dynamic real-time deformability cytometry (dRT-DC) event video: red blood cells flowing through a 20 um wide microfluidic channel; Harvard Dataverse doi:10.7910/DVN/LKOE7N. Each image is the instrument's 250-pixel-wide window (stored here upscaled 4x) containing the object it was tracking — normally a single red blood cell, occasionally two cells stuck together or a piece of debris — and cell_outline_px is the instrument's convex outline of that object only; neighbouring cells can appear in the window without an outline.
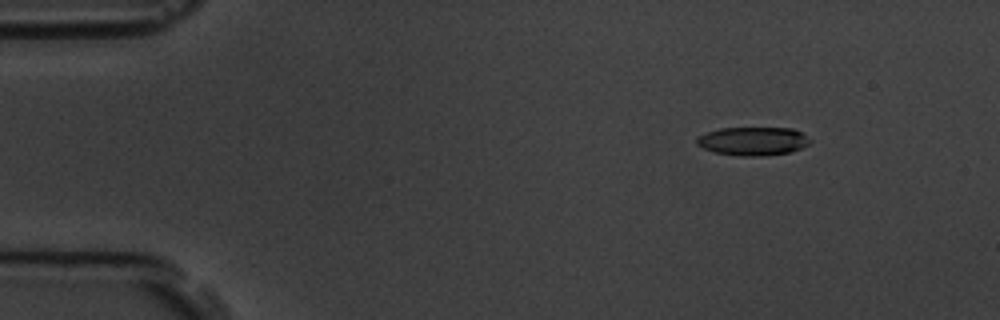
{"species": "common noctule bat (a hibernating species)", "species_latin": "Nyctalus noctula", "temperature_condition": "room temperature", "stored_images_in_passage": 5, "camera_frame_rate_fps": 3000, "um_per_image_px": 0.085, "animal": {"sex": "male", "body_mass_g": 19.5, "forearm_length_mm": 54.6}, "frame": {"image": 1, "passage_image": 1, "time_ms": 0.0, "image_size_px": [1000, 320], "cell_outline_px": [[812, 140], [808, 144], [792, 152], [764, 156], [736, 156], [712, 152], [696, 144], [696, 136], [720, 128], [792, 128], [800, 132]], "centroid_in_image_um": [63.97, 12.01], "position_along_channel_um": 21.0, "area_um2": 18.96}}
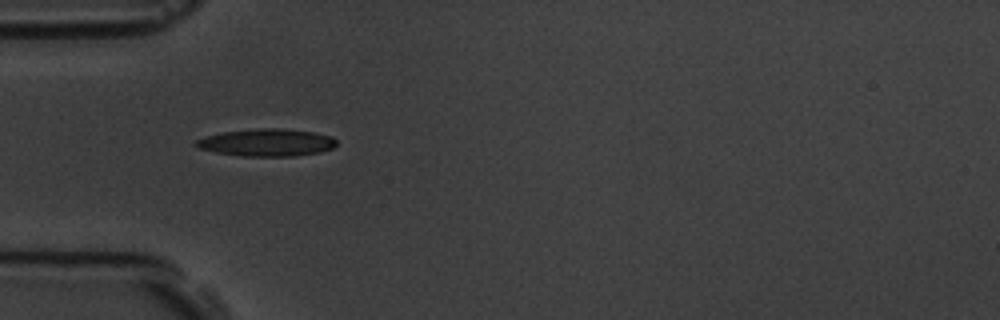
{"frame": {"image": 2, "passage_image": 4, "time_ms": 3.333, "image_size_px": [1000, 320], "cell_outline_px": [[336, 144], [332, 148], [320, 152], [296, 156], [240, 156], [216, 152], [200, 148], [192, 144], [196, 140], [208, 136], [224, 132], [264, 128], [280, 128], [312, 132], [332, 136], [336, 140]], "centroid_in_image_um": [22.69, 12.12], "position_along_channel_um": 62.3, "area_um2": 22.2}}
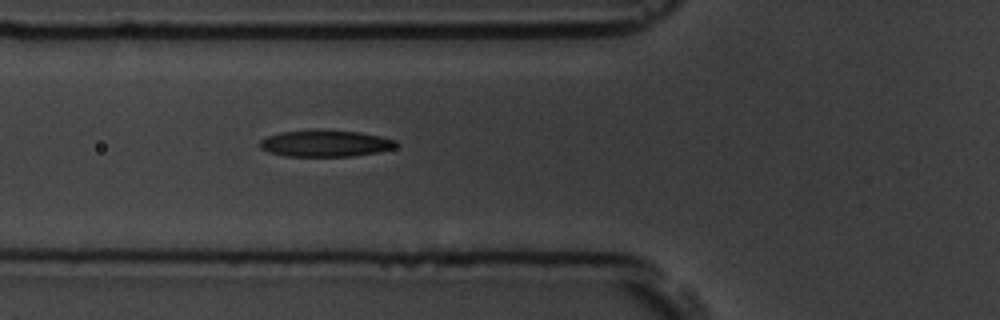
{"frame": {"image": 3, "passage_image": 5, "time_ms": 4.333, "image_size_px": [1000, 320], "cell_outline_px": [[396, 148], [376, 152], [352, 156], [284, 156], [268, 152], [260, 148], [260, 140], [268, 136], [280, 132], [360, 132], [380, 136], [396, 140]], "centroid_in_image_um": [27.66, 12.23], "position_along_channel_um": 98.1, "area_um2": 20.29}}